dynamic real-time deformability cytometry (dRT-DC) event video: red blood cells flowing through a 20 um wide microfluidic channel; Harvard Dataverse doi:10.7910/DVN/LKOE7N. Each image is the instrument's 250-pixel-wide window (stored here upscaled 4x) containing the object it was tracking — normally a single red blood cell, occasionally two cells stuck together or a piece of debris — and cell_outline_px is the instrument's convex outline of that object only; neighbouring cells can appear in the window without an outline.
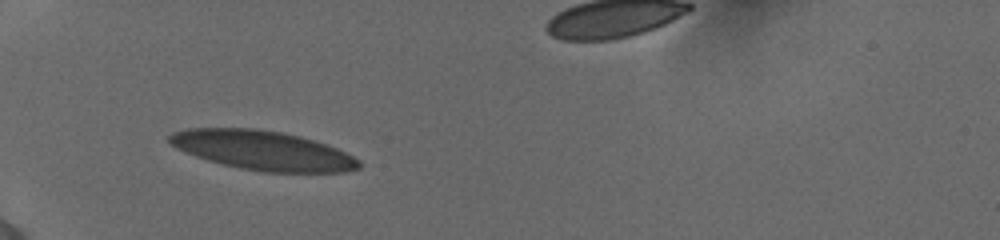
{"species": "human", "species_latin": "Homo sapiens", "temperature_condition": "cold", "stored_images_in_passage": 28, "camera_frame_rate_fps": 3000, "um_per_image_px": 0.085, "donor": {"sex": "female"}, "frame": {"image": 1, "passage_image": 1, "time_ms": 0.0, "image_size_px": [1000, 240], "cell_outline_px": [[360, 168], [344, 172], [264, 172], [240, 168], [208, 160], [196, 156], [176, 148], [168, 140], [168, 136], [172, 132], [188, 128], [252, 128], [284, 132], [300, 136], [328, 144], [360, 160]], "centroid_in_image_um": [22.34, 12.77], "position_along_channel_um": 62.7, "area_um2": 43.35}}
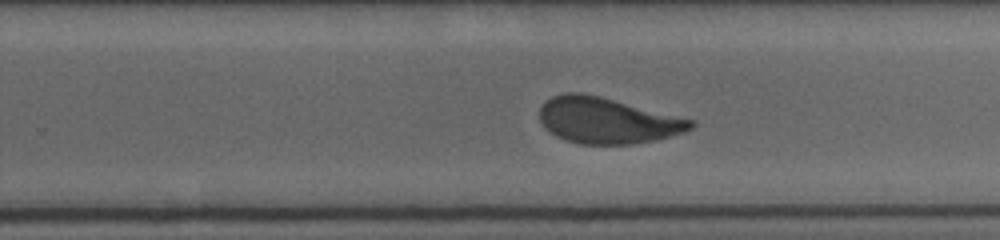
{"frame": {"image": 2, "passage_image": 13, "time_ms": 6.0, "image_size_px": [1000, 240], "cell_outline_px": [[696, 124], [692, 128], [684, 132], [656, 140], [632, 144], [580, 144], [564, 140], [556, 136], [544, 128], [540, 120], [540, 108], [544, 100], [552, 96], [564, 92], [580, 92], [600, 96], [696, 120]], "centroid_in_image_um": [51.6, 10.23], "position_along_channel_um": 278.2, "area_um2": 40.86}}
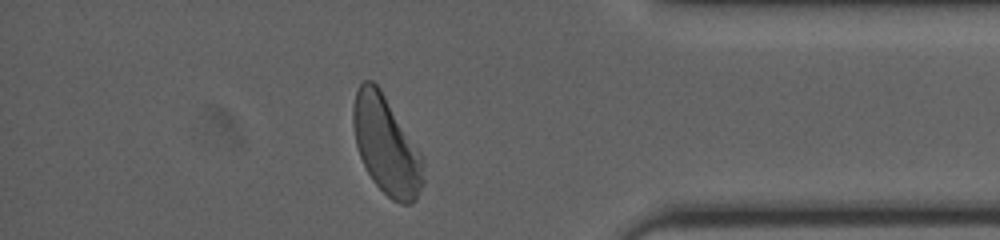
{"frame": {"image": 3, "passage_image": 22, "time_ms": 9.667, "image_size_px": [1000, 240], "cell_outline_px": [[424, 184], [416, 200], [412, 204], [400, 204], [392, 200], [372, 180], [360, 156], [356, 144], [352, 120], [352, 108], [356, 92], [360, 84], [364, 80], [372, 80], [380, 88], [424, 156]], "centroid_in_image_um": [32.86, 12.38], "position_along_channel_um": 402.3, "area_um2": 40.4}, "authors_computed_cell_mechanics": {"area_um2": 40.9802, "velocity_mm_per_s": 3.8436, "shape_relaxation_time_tau1_ms": 4.2148, "shape_relaxation_time_tau2_ms": 0.9472, "deformation_change_tau1": 0.1482, "deformation_change_tau2": 0.0624}}